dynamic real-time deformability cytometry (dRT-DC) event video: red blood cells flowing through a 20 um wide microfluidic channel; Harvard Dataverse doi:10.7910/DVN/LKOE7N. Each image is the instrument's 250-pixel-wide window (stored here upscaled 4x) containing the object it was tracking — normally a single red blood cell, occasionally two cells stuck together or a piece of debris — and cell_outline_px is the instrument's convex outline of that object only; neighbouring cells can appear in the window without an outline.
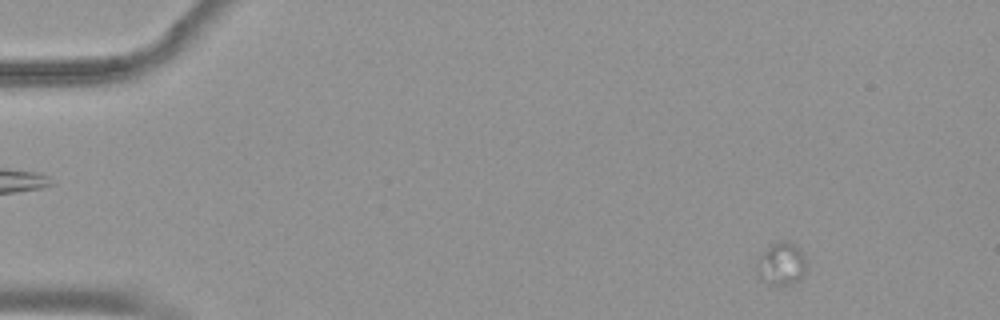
{"species": "common noctule bat (a hibernating species)", "species_latin": "Nyctalus noctula", "temperature_condition": "warm", "stored_images_in_passage": 19, "camera_frame_rate_fps": 3000, "um_per_image_px": 0.085, "animal": {"sex": "female", "body_mass_g": 19.9}, "frame": {"image": 1, "passage_image": 6, "time_ms": 1.667, "image_size_px": [1000, 320], "cell_outline_px": [[804, 272], [796, 280], [788, 284], [776, 288], [768, 284], [756, 272], [756, 264], [760, 256], [776, 240], [788, 240], [804, 256]], "centroid_in_image_um": [66.35, 22.44], "position_along_channel_um": 18.6, "area_um2": 12.02}}